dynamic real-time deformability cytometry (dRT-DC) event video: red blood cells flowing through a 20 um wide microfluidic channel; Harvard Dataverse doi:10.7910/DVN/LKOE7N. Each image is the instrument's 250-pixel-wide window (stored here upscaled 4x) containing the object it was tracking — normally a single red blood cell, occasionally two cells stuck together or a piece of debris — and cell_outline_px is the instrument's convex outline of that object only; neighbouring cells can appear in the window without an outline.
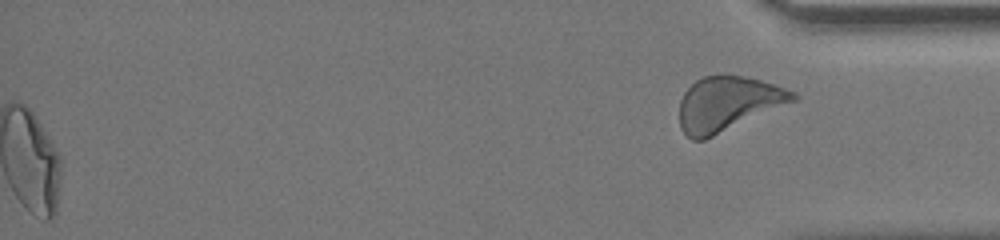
{"species": "human", "species_latin": "Homo sapiens", "temperature_condition": "room temperature", "stored_images_in_passage": 47, "segment_of_instrument_passage": [2, 2], "camera_frame_rate_fps": 3000, "um_per_image_px": 0.085, "donor": {"sex": "female"}, "frame": {"image": 1, "passage_image": 47, "time_ms": 15.333, "image_size_px": [1000, 240], "cell_outline_px": [[800, 96], [796, 100], [704, 140], [692, 140], [680, 128], [680, 100], [684, 92], [696, 80], [704, 76], [740, 76], [760, 80], [796, 92]], "centroid_in_image_um": [61.85, 8.83], "position_along_channel_um": 373.3, "area_um2": 35.49}}